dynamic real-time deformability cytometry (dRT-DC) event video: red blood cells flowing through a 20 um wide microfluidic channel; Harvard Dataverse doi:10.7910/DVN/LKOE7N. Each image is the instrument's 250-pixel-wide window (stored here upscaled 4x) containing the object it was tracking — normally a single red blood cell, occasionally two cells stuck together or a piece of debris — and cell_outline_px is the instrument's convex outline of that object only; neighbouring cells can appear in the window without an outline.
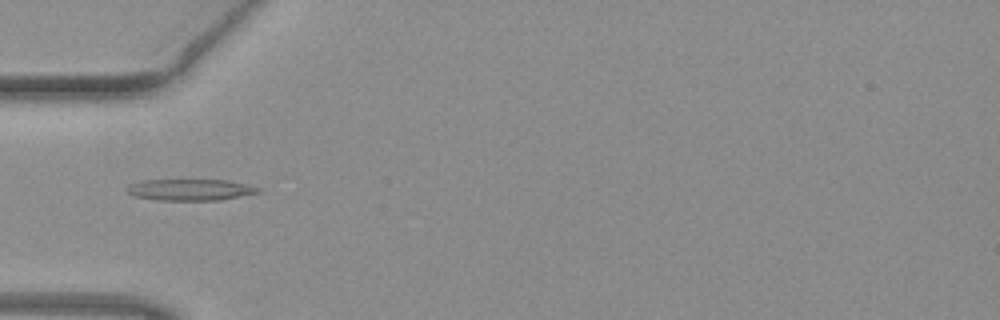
{"species": "common noctule bat (a hibernating species)", "species_latin": "Nyctalus noctula", "temperature_condition": "warm", "stored_images_in_passage": 37, "camera_frame_rate_fps": 3000, "um_per_image_px": 0.085, "animal": {"sex": "female", "body_mass_g": 19.3, "forearm_length_mm": 54.1}, "frame": {"image": 1, "passage_image": 3, "time_ms": 0.667, "image_size_px": [1000, 320], "cell_outline_px": [[264, 192], [220, 200], [156, 200], [132, 196], [124, 188], [128, 184], [140, 180], [228, 180], [260, 188]], "centroid_in_image_um": [16.14, 16.13], "position_along_channel_um": 68.9, "area_um2": 16.59}}
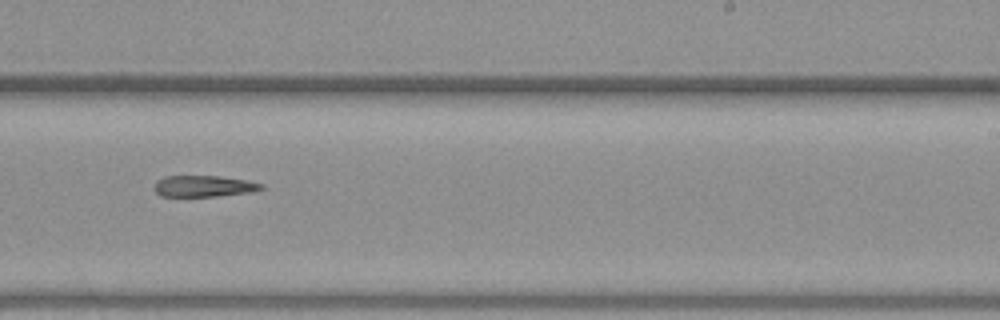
{"frame": {"image": 2, "passage_image": 18, "time_ms": 5.667, "image_size_px": [1000, 320], "cell_outline_px": [[264, 188], [252, 192], [216, 196], [160, 196], [156, 192], [156, 180], [164, 176], [216, 176], [248, 180], [264, 184]], "centroid_in_image_um": [17.35, 15.82], "position_along_channel_um": 271.6, "area_um2": 13.24}}
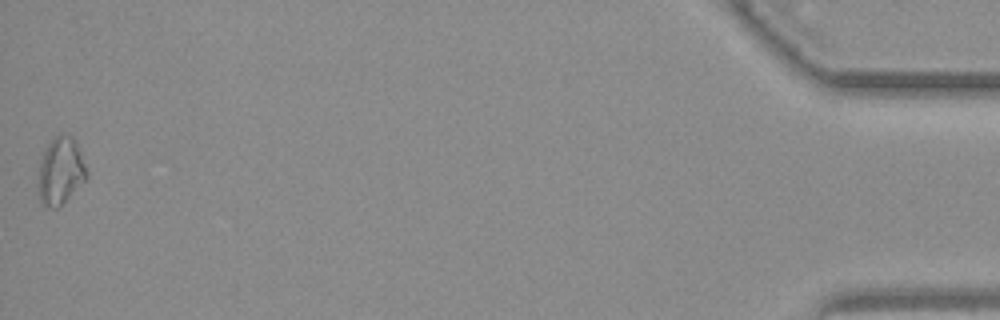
{"frame": {"image": 3, "passage_image": 37, "time_ms": 12.0, "image_size_px": [1000, 320], "cell_outline_px": [[88, 176], [56, 208], [52, 208], [40, 204], [36, 184], [40, 160], [48, 144], [60, 132], [72, 136], [76, 144], [88, 172]], "centroid_in_image_um": [5.09, 14.53], "position_along_channel_um": 430.1, "area_um2": 18.79}}